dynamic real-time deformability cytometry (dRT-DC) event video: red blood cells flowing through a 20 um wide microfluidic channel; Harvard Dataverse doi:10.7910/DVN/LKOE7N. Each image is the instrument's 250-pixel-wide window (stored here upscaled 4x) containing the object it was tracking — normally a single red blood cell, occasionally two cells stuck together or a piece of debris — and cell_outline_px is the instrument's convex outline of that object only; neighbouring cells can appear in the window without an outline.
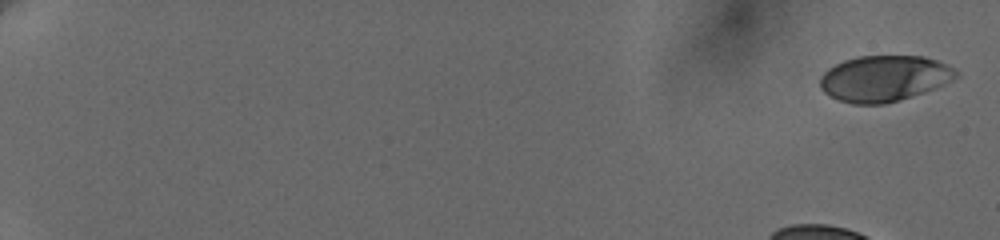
{"species": "human", "species_latin": "Homo sapiens", "temperature_condition": "cold", "stored_images_in_passage": 11, "camera_frame_rate_fps": 3000, "um_per_image_px": 0.085, "donor": {"sex": "female"}, "frame": {"image": 1, "passage_image": 1, "time_ms": 0.0, "image_size_px": [1000, 240], "cell_outline_px": [[960, 72], [952, 80], [944, 84], [924, 92], [900, 100], [884, 104], [852, 104], [840, 100], [824, 92], [820, 88], [820, 76], [828, 68], [844, 60], [856, 56], [924, 56], [948, 64]], "centroid_in_image_um": [75.16, 6.66], "position_along_channel_um": 9.8, "area_um2": 36.47}}
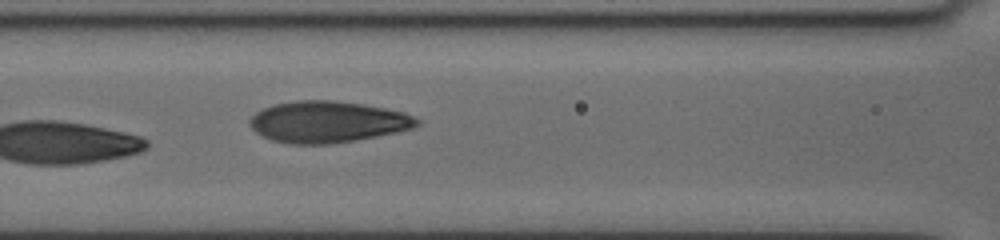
{"frame": {"image": 2, "passage_image": 11, "time_ms": 9.667, "image_size_px": [1000, 240], "cell_outline_px": [[420, 124], [412, 128], [396, 132], [356, 140], [328, 144], [288, 144], [272, 140], [256, 132], [248, 124], [248, 120], [256, 112], [272, 104], [296, 100], [332, 100], [364, 104], [404, 112], [420, 120]], "centroid_in_image_um": [27.82, 10.35], "position_along_channel_um": 138.8, "area_um2": 40.4}}